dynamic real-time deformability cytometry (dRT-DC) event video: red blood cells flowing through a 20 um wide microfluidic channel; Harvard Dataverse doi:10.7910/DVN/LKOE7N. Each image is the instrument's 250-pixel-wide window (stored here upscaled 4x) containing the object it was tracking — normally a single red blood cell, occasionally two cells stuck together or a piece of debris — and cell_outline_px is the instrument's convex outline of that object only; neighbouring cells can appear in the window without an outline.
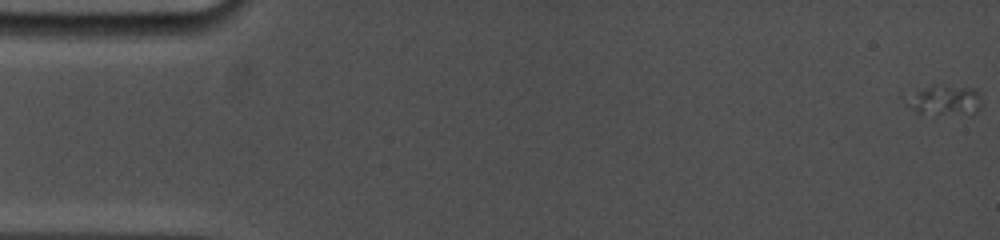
{"species": "common noctule bat (a hibernating species)", "species_latin": "Nyctalus noctula", "temperature_condition": "cold", "stored_images_in_passage": 22, "camera_frame_rate_fps": 5000, "um_per_image_px": 0.085, "animal": {"sex": "female", "body_mass_g": 19.0, "forearm_length_mm": 53.3}, "frame": {"image": 1, "passage_image": 1, "time_ms": 0.0, "image_size_px": [1000, 240], "cell_outline_px": [[980, 108], [976, 112], [916, 112], [900, 96], [932, 84], [976, 88], [980, 92]], "centroid_in_image_um": [80.23, 8.43], "position_along_channel_um": 4.8, "area_um2": 13.01}}